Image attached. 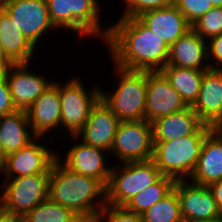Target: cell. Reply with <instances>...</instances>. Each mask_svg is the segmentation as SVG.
<instances>
[{"label":"cell","instance_id":"obj_1","mask_svg":"<svg viewBox=\"0 0 222 222\" xmlns=\"http://www.w3.org/2000/svg\"><path fill=\"white\" fill-rule=\"evenodd\" d=\"M105 42L119 68L155 72L167 65L170 47L137 17H120L109 26Z\"/></svg>","mask_w":222,"mask_h":222},{"label":"cell","instance_id":"obj_2","mask_svg":"<svg viewBox=\"0 0 222 222\" xmlns=\"http://www.w3.org/2000/svg\"><path fill=\"white\" fill-rule=\"evenodd\" d=\"M48 198L92 222L105 207L106 187L97 179L75 173L56 159L51 167Z\"/></svg>","mask_w":222,"mask_h":222},{"label":"cell","instance_id":"obj_3","mask_svg":"<svg viewBox=\"0 0 222 222\" xmlns=\"http://www.w3.org/2000/svg\"><path fill=\"white\" fill-rule=\"evenodd\" d=\"M213 127L204 124L195 134L175 140L153 141L152 161L163 176L188 180L199 159L206 135Z\"/></svg>","mask_w":222,"mask_h":222},{"label":"cell","instance_id":"obj_4","mask_svg":"<svg viewBox=\"0 0 222 222\" xmlns=\"http://www.w3.org/2000/svg\"><path fill=\"white\" fill-rule=\"evenodd\" d=\"M113 66L119 85L113 93L101 88L100 98L121 122L145 120L148 71L126 70Z\"/></svg>","mask_w":222,"mask_h":222},{"label":"cell","instance_id":"obj_5","mask_svg":"<svg viewBox=\"0 0 222 222\" xmlns=\"http://www.w3.org/2000/svg\"><path fill=\"white\" fill-rule=\"evenodd\" d=\"M51 22L56 28L76 32L80 37L106 40L109 27L101 25L97 0H46Z\"/></svg>","mask_w":222,"mask_h":222},{"label":"cell","instance_id":"obj_6","mask_svg":"<svg viewBox=\"0 0 222 222\" xmlns=\"http://www.w3.org/2000/svg\"><path fill=\"white\" fill-rule=\"evenodd\" d=\"M161 176L152 160L112 165L106 187V204L125 206L136 194L154 184Z\"/></svg>","mask_w":222,"mask_h":222},{"label":"cell","instance_id":"obj_7","mask_svg":"<svg viewBox=\"0 0 222 222\" xmlns=\"http://www.w3.org/2000/svg\"><path fill=\"white\" fill-rule=\"evenodd\" d=\"M51 173H38L16 178H4L0 194L1 207L25 217L40 202L48 199Z\"/></svg>","mask_w":222,"mask_h":222},{"label":"cell","instance_id":"obj_8","mask_svg":"<svg viewBox=\"0 0 222 222\" xmlns=\"http://www.w3.org/2000/svg\"><path fill=\"white\" fill-rule=\"evenodd\" d=\"M101 86L86 89L81 78L73 77L63 85L59 82V96L61 104V127L75 136L87 121L91 108L100 99Z\"/></svg>","mask_w":222,"mask_h":222},{"label":"cell","instance_id":"obj_9","mask_svg":"<svg viewBox=\"0 0 222 222\" xmlns=\"http://www.w3.org/2000/svg\"><path fill=\"white\" fill-rule=\"evenodd\" d=\"M152 123L146 120L120 122L110 153L124 162L148 161L153 155Z\"/></svg>","mask_w":222,"mask_h":222},{"label":"cell","instance_id":"obj_10","mask_svg":"<svg viewBox=\"0 0 222 222\" xmlns=\"http://www.w3.org/2000/svg\"><path fill=\"white\" fill-rule=\"evenodd\" d=\"M0 6L35 47L45 32L56 29L51 22L46 0H2Z\"/></svg>","mask_w":222,"mask_h":222},{"label":"cell","instance_id":"obj_11","mask_svg":"<svg viewBox=\"0 0 222 222\" xmlns=\"http://www.w3.org/2000/svg\"><path fill=\"white\" fill-rule=\"evenodd\" d=\"M36 137L26 147L6 155L0 165V174L4 178H16L38 173H51V167L57 159V152L38 143Z\"/></svg>","mask_w":222,"mask_h":222},{"label":"cell","instance_id":"obj_12","mask_svg":"<svg viewBox=\"0 0 222 222\" xmlns=\"http://www.w3.org/2000/svg\"><path fill=\"white\" fill-rule=\"evenodd\" d=\"M188 106L161 71L149 72L145 101V120L156 119L184 110Z\"/></svg>","mask_w":222,"mask_h":222},{"label":"cell","instance_id":"obj_13","mask_svg":"<svg viewBox=\"0 0 222 222\" xmlns=\"http://www.w3.org/2000/svg\"><path fill=\"white\" fill-rule=\"evenodd\" d=\"M120 122L100 98L91 108L89 117L82 129L71 139L75 141L82 138L83 143L104 149L110 154Z\"/></svg>","mask_w":222,"mask_h":222},{"label":"cell","instance_id":"obj_14","mask_svg":"<svg viewBox=\"0 0 222 222\" xmlns=\"http://www.w3.org/2000/svg\"><path fill=\"white\" fill-rule=\"evenodd\" d=\"M66 152L65 155L62 154L64 158L57 154V159L62 161L65 167L75 173L95 178L107 187L112 168L106 164L105 156L109 152L82 141L72 145Z\"/></svg>","mask_w":222,"mask_h":222},{"label":"cell","instance_id":"obj_15","mask_svg":"<svg viewBox=\"0 0 222 222\" xmlns=\"http://www.w3.org/2000/svg\"><path fill=\"white\" fill-rule=\"evenodd\" d=\"M30 65V63H14L2 72L8 81L12 101L17 110L26 111L53 82L31 72Z\"/></svg>","mask_w":222,"mask_h":222},{"label":"cell","instance_id":"obj_16","mask_svg":"<svg viewBox=\"0 0 222 222\" xmlns=\"http://www.w3.org/2000/svg\"><path fill=\"white\" fill-rule=\"evenodd\" d=\"M183 220H212L220 218L216 201L208 186L177 180L174 185Z\"/></svg>","mask_w":222,"mask_h":222},{"label":"cell","instance_id":"obj_17","mask_svg":"<svg viewBox=\"0 0 222 222\" xmlns=\"http://www.w3.org/2000/svg\"><path fill=\"white\" fill-rule=\"evenodd\" d=\"M33 134L41 139L61 126L59 82L53 81L25 111ZM52 130V131H51Z\"/></svg>","mask_w":222,"mask_h":222},{"label":"cell","instance_id":"obj_18","mask_svg":"<svg viewBox=\"0 0 222 222\" xmlns=\"http://www.w3.org/2000/svg\"><path fill=\"white\" fill-rule=\"evenodd\" d=\"M191 108L204 124L215 128L222 122V70L204 72L197 100Z\"/></svg>","mask_w":222,"mask_h":222},{"label":"cell","instance_id":"obj_19","mask_svg":"<svg viewBox=\"0 0 222 222\" xmlns=\"http://www.w3.org/2000/svg\"><path fill=\"white\" fill-rule=\"evenodd\" d=\"M137 18L169 47L192 28L174 4L145 11Z\"/></svg>","mask_w":222,"mask_h":222},{"label":"cell","instance_id":"obj_20","mask_svg":"<svg viewBox=\"0 0 222 222\" xmlns=\"http://www.w3.org/2000/svg\"><path fill=\"white\" fill-rule=\"evenodd\" d=\"M167 65L187 69H210L207 40L191 28L170 46Z\"/></svg>","mask_w":222,"mask_h":222},{"label":"cell","instance_id":"obj_21","mask_svg":"<svg viewBox=\"0 0 222 222\" xmlns=\"http://www.w3.org/2000/svg\"><path fill=\"white\" fill-rule=\"evenodd\" d=\"M188 180L205 186L222 180V135L215 128L206 135L196 167Z\"/></svg>","mask_w":222,"mask_h":222},{"label":"cell","instance_id":"obj_22","mask_svg":"<svg viewBox=\"0 0 222 222\" xmlns=\"http://www.w3.org/2000/svg\"><path fill=\"white\" fill-rule=\"evenodd\" d=\"M204 123L188 106L184 110L160 117L152 122L153 141H168L195 134Z\"/></svg>","mask_w":222,"mask_h":222},{"label":"cell","instance_id":"obj_23","mask_svg":"<svg viewBox=\"0 0 222 222\" xmlns=\"http://www.w3.org/2000/svg\"><path fill=\"white\" fill-rule=\"evenodd\" d=\"M0 41L14 63H30L36 47L16 28L10 15L0 6Z\"/></svg>","mask_w":222,"mask_h":222},{"label":"cell","instance_id":"obj_24","mask_svg":"<svg viewBox=\"0 0 222 222\" xmlns=\"http://www.w3.org/2000/svg\"><path fill=\"white\" fill-rule=\"evenodd\" d=\"M0 132L6 155L26 147L36 138L24 110H17L2 116L0 118Z\"/></svg>","mask_w":222,"mask_h":222},{"label":"cell","instance_id":"obj_25","mask_svg":"<svg viewBox=\"0 0 222 222\" xmlns=\"http://www.w3.org/2000/svg\"><path fill=\"white\" fill-rule=\"evenodd\" d=\"M205 71L171 65H166L161 70L187 106H192L197 100Z\"/></svg>","mask_w":222,"mask_h":222},{"label":"cell","instance_id":"obj_26","mask_svg":"<svg viewBox=\"0 0 222 222\" xmlns=\"http://www.w3.org/2000/svg\"><path fill=\"white\" fill-rule=\"evenodd\" d=\"M175 182L173 178L162 175L154 184L136 194L124 207L142 215L156 202L167 196L174 189Z\"/></svg>","mask_w":222,"mask_h":222},{"label":"cell","instance_id":"obj_27","mask_svg":"<svg viewBox=\"0 0 222 222\" xmlns=\"http://www.w3.org/2000/svg\"><path fill=\"white\" fill-rule=\"evenodd\" d=\"M143 222H183L177 192L173 189L142 214Z\"/></svg>","mask_w":222,"mask_h":222},{"label":"cell","instance_id":"obj_28","mask_svg":"<svg viewBox=\"0 0 222 222\" xmlns=\"http://www.w3.org/2000/svg\"><path fill=\"white\" fill-rule=\"evenodd\" d=\"M25 218L29 222H84L72 210L52 202L49 198L40 202Z\"/></svg>","mask_w":222,"mask_h":222},{"label":"cell","instance_id":"obj_29","mask_svg":"<svg viewBox=\"0 0 222 222\" xmlns=\"http://www.w3.org/2000/svg\"><path fill=\"white\" fill-rule=\"evenodd\" d=\"M192 29L203 39L222 34V7H213L203 14L193 25Z\"/></svg>","mask_w":222,"mask_h":222},{"label":"cell","instance_id":"obj_30","mask_svg":"<svg viewBox=\"0 0 222 222\" xmlns=\"http://www.w3.org/2000/svg\"><path fill=\"white\" fill-rule=\"evenodd\" d=\"M92 222H143V219L142 215L129 211L124 206L105 204Z\"/></svg>","mask_w":222,"mask_h":222},{"label":"cell","instance_id":"obj_31","mask_svg":"<svg viewBox=\"0 0 222 222\" xmlns=\"http://www.w3.org/2000/svg\"><path fill=\"white\" fill-rule=\"evenodd\" d=\"M173 4L182 12L191 26L213 8L208 0H173Z\"/></svg>","mask_w":222,"mask_h":222},{"label":"cell","instance_id":"obj_32","mask_svg":"<svg viewBox=\"0 0 222 222\" xmlns=\"http://www.w3.org/2000/svg\"><path fill=\"white\" fill-rule=\"evenodd\" d=\"M126 7L121 17H137L141 13L161 9L173 4V0H123Z\"/></svg>","mask_w":222,"mask_h":222},{"label":"cell","instance_id":"obj_33","mask_svg":"<svg viewBox=\"0 0 222 222\" xmlns=\"http://www.w3.org/2000/svg\"><path fill=\"white\" fill-rule=\"evenodd\" d=\"M16 111L17 109L12 101L8 81L6 77L0 73V118Z\"/></svg>","mask_w":222,"mask_h":222},{"label":"cell","instance_id":"obj_34","mask_svg":"<svg viewBox=\"0 0 222 222\" xmlns=\"http://www.w3.org/2000/svg\"><path fill=\"white\" fill-rule=\"evenodd\" d=\"M207 43L209 61L211 59L209 62L210 69L222 70V34L210 38ZM212 60L214 61L212 62Z\"/></svg>","mask_w":222,"mask_h":222},{"label":"cell","instance_id":"obj_35","mask_svg":"<svg viewBox=\"0 0 222 222\" xmlns=\"http://www.w3.org/2000/svg\"><path fill=\"white\" fill-rule=\"evenodd\" d=\"M208 188L211 191L213 198L216 201L220 218H222V180L209 184Z\"/></svg>","mask_w":222,"mask_h":222},{"label":"cell","instance_id":"obj_36","mask_svg":"<svg viewBox=\"0 0 222 222\" xmlns=\"http://www.w3.org/2000/svg\"><path fill=\"white\" fill-rule=\"evenodd\" d=\"M14 62L6 55L2 43L0 41V73L4 72L8 67L13 65Z\"/></svg>","mask_w":222,"mask_h":222},{"label":"cell","instance_id":"obj_37","mask_svg":"<svg viewBox=\"0 0 222 222\" xmlns=\"http://www.w3.org/2000/svg\"><path fill=\"white\" fill-rule=\"evenodd\" d=\"M20 219L21 216L6 211L0 206V222H20Z\"/></svg>","mask_w":222,"mask_h":222},{"label":"cell","instance_id":"obj_38","mask_svg":"<svg viewBox=\"0 0 222 222\" xmlns=\"http://www.w3.org/2000/svg\"><path fill=\"white\" fill-rule=\"evenodd\" d=\"M5 157H6V154H5L4 147L1 141V132H0V165L4 161Z\"/></svg>","mask_w":222,"mask_h":222},{"label":"cell","instance_id":"obj_39","mask_svg":"<svg viewBox=\"0 0 222 222\" xmlns=\"http://www.w3.org/2000/svg\"><path fill=\"white\" fill-rule=\"evenodd\" d=\"M183 222H221V218L212 219V220H186Z\"/></svg>","mask_w":222,"mask_h":222},{"label":"cell","instance_id":"obj_40","mask_svg":"<svg viewBox=\"0 0 222 222\" xmlns=\"http://www.w3.org/2000/svg\"><path fill=\"white\" fill-rule=\"evenodd\" d=\"M212 3L213 7H222V0H208Z\"/></svg>","mask_w":222,"mask_h":222},{"label":"cell","instance_id":"obj_41","mask_svg":"<svg viewBox=\"0 0 222 222\" xmlns=\"http://www.w3.org/2000/svg\"><path fill=\"white\" fill-rule=\"evenodd\" d=\"M215 129L222 135V122L219 123V124L215 127Z\"/></svg>","mask_w":222,"mask_h":222},{"label":"cell","instance_id":"obj_42","mask_svg":"<svg viewBox=\"0 0 222 222\" xmlns=\"http://www.w3.org/2000/svg\"><path fill=\"white\" fill-rule=\"evenodd\" d=\"M20 222H29L25 217H21Z\"/></svg>","mask_w":222,"mask_h":222}]
</instances>
